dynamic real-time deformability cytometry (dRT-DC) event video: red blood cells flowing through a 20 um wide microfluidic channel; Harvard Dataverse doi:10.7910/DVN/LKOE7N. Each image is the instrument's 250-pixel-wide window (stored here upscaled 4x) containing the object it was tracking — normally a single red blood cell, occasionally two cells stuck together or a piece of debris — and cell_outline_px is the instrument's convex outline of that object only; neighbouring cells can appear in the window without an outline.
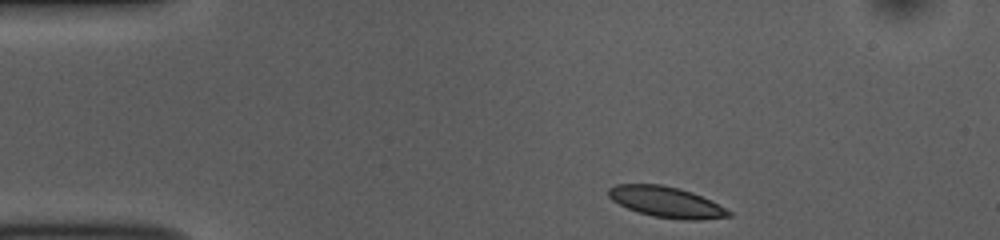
{"species": "common noctule bat (a hibernating species)", "species_latin": "Nyctalus noctula", "temperature_condition": "room temperature", "stored_images_in_passage": 45, "camera_frame_rate_fps": 3000, "um_per_image_px": 0.085, "animal": {"sex": "female", "body_mass_g": 10.0, "forearm_length_mm": 53.1}, "frame": {"image": 1, "passage_image": 1, "time_ms": 0.0, "image_size_px": [1000, 240], "cell_outline_px": [[732, 216], [700, 220], [684, 220], [652, 216], [628, 208], [612, 200], [608, 196], [608, 188], [616, 184], [660, 184], [680, 188], [692, 192], [732, 212]], "centroid_in_image_um": [56.61, 17.17], "position_along_channel_um": 28.4, "area_um2": 21.33}}
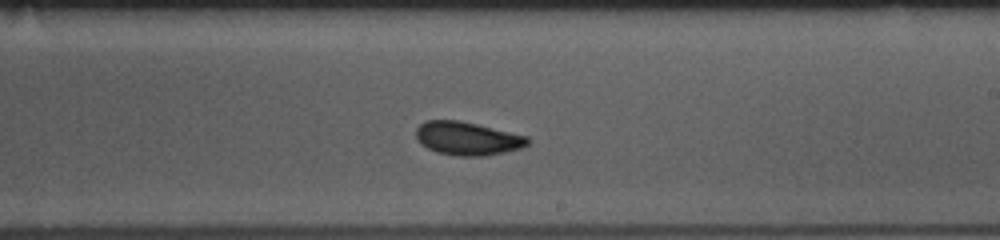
{"frame": {"image": 2, "passage_image": 23, "time_ms": 7.333, "image_size_px": [1000, 240], "cell_outline_px": [[528, 144], [520, 148], [504, 152], [484, 156], [460, 156], [436, 152], [428, 148], [416, 136], [416, 128], [424, 120], [456, 120], [476, 124], [528, 136]], "centroid_in_image_um": [39.72, 11.76], "position_along_channel_um": 249.3, "area_um2": 21.39}}
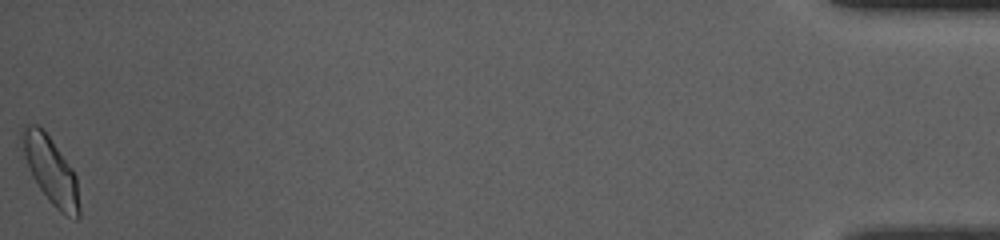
{"frame": {"image": 3, "passage_image": 45, "time_ms": 14.667, "image_size_px": [1000, 240], "cell_outline_px": [[80, 216], [76, 220], [64, 216], [48, 200], [32, 176], [28, 168], [24, 156], [20, 136], [20, 132], [24, 124], [36, 124], [48, 136], [72, 168], [76, 176], [80, 204]], "centroid_in_image_um": [4.32, 14.53], "position_along_channel_um": 430.9, "area_um2": 22.31}, "authors_computed_cell_mechanics": {"area_um2": 21.4438, "velocity_mm_per_s": 3.7778, "shape_relaxation_time_tau1_ms": 3.295, "shape_relaxation_time_tau2_ms": 1.6373, "deformation_change_tau1": 0.1138, "deformation_change_tau2": 0.0737}}